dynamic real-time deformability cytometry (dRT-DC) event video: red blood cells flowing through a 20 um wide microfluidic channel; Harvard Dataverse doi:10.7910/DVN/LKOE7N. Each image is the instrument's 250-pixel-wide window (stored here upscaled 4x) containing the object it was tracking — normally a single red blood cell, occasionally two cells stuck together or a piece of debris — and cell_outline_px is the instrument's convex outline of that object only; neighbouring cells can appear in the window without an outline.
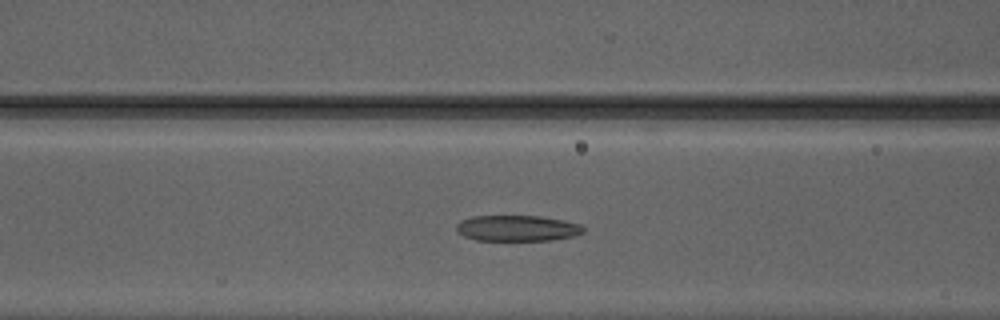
{"species": "Egyptian fruit bat (a non-hibernating species)", "species_latin": "Rousettus aegyptiacus", "temperature_condition": "warm", "stored_images_in_passage": 44, "camera_frame_rate_fps": 3000, "um_per_image_px": 0.085, "animal": {"sex": "male"}, "frame": {"image": 1, "passage_image": 16, "time_ms": 5.0, "image_size_px": [1000, 320], "cell_outline_px": [[584, 232], [572, 236], [552, 240], [476, 240], [464, 236], [456, 228], [456, 224], [460, 220], [472, 216], [540, 216], [580, 224], [584, 228]], "centroid_in_image_um": [43.94, 19.39], "position_along_channel_um": 122.7, "area_um2": 18.96}}
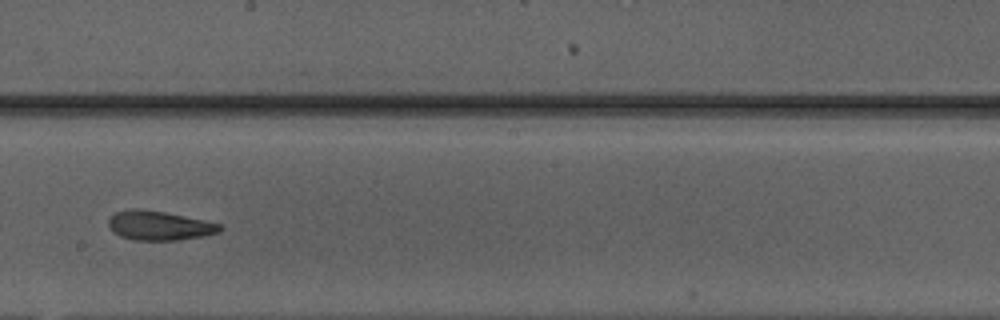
{"frame": {"image": 2, "passage_image": 24, "time_ms": 7.667, "image_size_px": [1000, 320], "cell_outline_px": [[224, 228], [220, 232], [204, 236], [176, 240], [136, 240], [120, 236], [112, 232], [108, 224], [108, 216], [116, 212], [132, 208], [140, 208], [164, 212], [224, 224]], "centroid_in_image_um": [13.54, 19.17], "position_along_channel_um": 234.7, "area_um2": 19.25}}
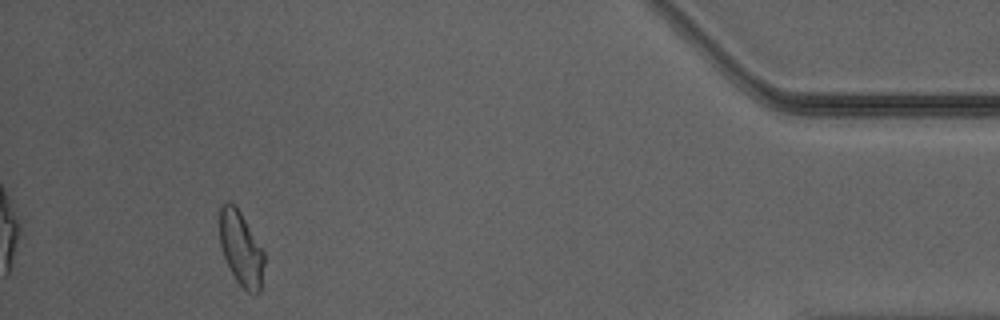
{"frame": {"image": 3, "passage_image": 41, "time_ms": 13.333, "image_size_px": [1000, 320], "cell_outline_px": [[264, 264], [260, 292], [256, 296], [252, 296], [236, 280], [224, 256], [220, 244], [220, 208], [228, 200], [240, 212], [264, 252]], "centroid_in_image_um": [20.5, 21.19], "position_along_channel_um": 414.7, "area_um2": 18.96}, "authors_computed_cell_mechanics": {"area_um2": 19.5653, "velocity_mm_per_s": 4.2044, "shape_relaxation_time_tau1_ms": null, "shape_relaxation_time_tau2_ms": 1.1339, "deformation_change_tau1": null, "deformation_change_tau2": 0.0753}}